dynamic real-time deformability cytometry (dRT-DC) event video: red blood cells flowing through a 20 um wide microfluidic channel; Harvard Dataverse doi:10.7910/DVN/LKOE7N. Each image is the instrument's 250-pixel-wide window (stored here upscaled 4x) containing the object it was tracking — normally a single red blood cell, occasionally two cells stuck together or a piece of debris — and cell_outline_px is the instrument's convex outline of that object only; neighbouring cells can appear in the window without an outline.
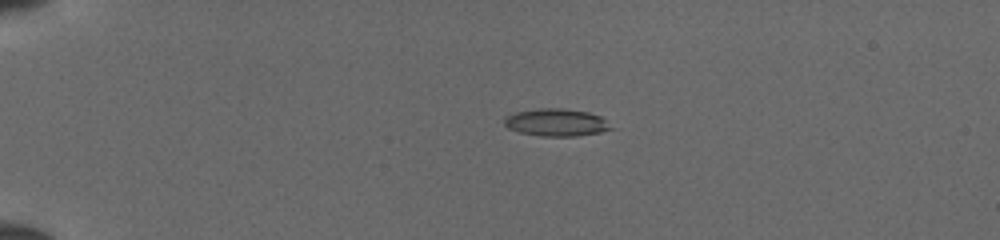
{"species": "common noctule bat (a hibernating species)", "species_latin": "Nyctalus noctula", "temperature_condition": "cold", "stored_images_in_passage": 51, "camera_frame_rate_fps": 3000, "um_per_image_px": 0.085, "animal": {"sex": "female", "body_mass_g": 19.5, "forearm_length_mm": 54.1}, "frame": {"image": 1, "passage_image": 13, "time_ms": 4.0, "image_size_px": [1000, 240], "cell_outline_px": [[616, 128], [600, 132], [576, 136], [540, 136], [520, 132], [508, 128], [504, 124], [504, 120], [508, 116], [516, 112], [540, 108], [564, 108], [588, 112], [600, 116]], "centroid_in_image_um": [47.33, 10.41], "position_along_channel_um": 37.7, "area_um2": 17.05}}
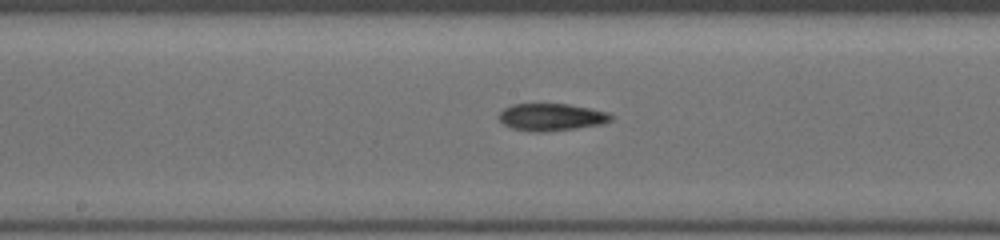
{"frame": {"image": 2, "passage_image": 29, "time_ms": 9.333, "image_size_px": [1000, 240], "cell_outline_px": [[612, 120], [604, 124], [576, 128], [544, 132], [532, 132], [512, 128], [504, 124], [496, 116], [504, 108], [512, 104], [568, 104], [592, 108], [608, 112], [612, 116]], "centroid_in_image_um": [46.87, 9.95], "position_along_channel_um": 201.3, "area_um2": 17.98}}
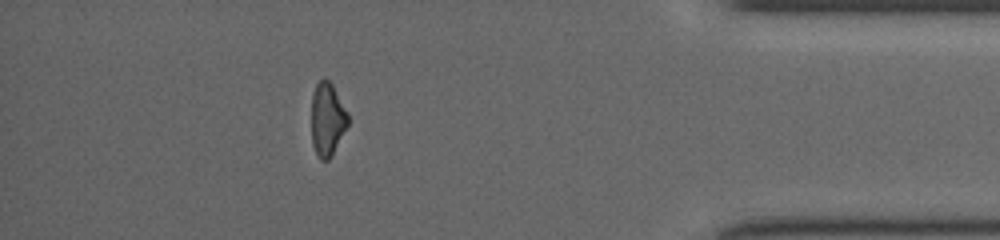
{"frame": {"image": 3, "passage_image": 46, "time_ms": 15.0, "image_size_px": [1000, 240], "cell_outline_px": [[348, 124], [332, 156], [328, 160], [320, 160], [312, 144], [312, 92], [316, 84], [324, 76], [332, 84], [348, 112]], "centroid_in_image_um": [27.82, 10.12], "position_along_channel_um": 407.4, "area_um2": 15.66}}